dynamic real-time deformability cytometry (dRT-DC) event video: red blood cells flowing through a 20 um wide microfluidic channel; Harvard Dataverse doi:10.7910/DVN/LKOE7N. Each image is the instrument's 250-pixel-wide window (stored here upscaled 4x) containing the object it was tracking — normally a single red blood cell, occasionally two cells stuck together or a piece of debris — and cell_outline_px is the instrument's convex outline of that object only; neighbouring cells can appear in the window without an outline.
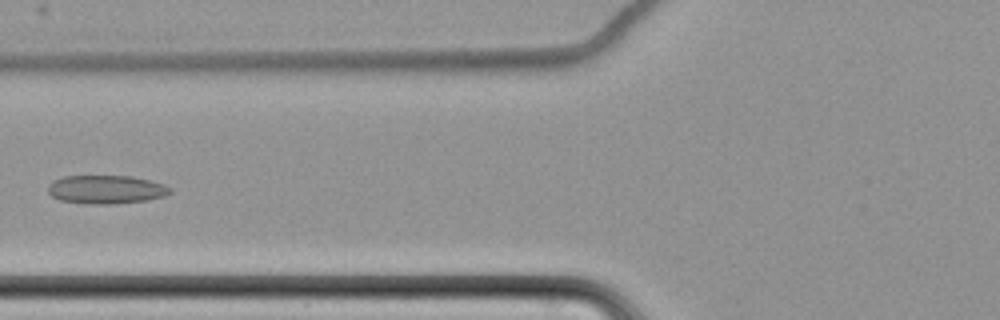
{"species": "common noctule bat (a hibernating species)", "species_latin": "Nyctalus noctula", "temperature_condition": "cold", "stored_images_in_passage": 8, "camera_frame_rate_fps": 3000, "um_per_image_px": 0.085, "animal": {"sex": "female", "body_mass_g": 22.7, "forearm_length_mm": 54.2}, "frame": {"image": 1, "passage_image": 8, "time_ms": 9.333, "image_size_px": [1000, 320], "cell_outline_px": [[172, 192], [164, 196], [148, 200], [112, 204], [88, 204], [60, 200], [52, 196], [48, 192], [48, 184], [52, 180], [64, 176], [132, 176], [164, 184], [172, 188]], "centroid_in_image_um": [9.01, 16.1], "position_along_channel_um": 116.8, "area_um2": 20.4}}